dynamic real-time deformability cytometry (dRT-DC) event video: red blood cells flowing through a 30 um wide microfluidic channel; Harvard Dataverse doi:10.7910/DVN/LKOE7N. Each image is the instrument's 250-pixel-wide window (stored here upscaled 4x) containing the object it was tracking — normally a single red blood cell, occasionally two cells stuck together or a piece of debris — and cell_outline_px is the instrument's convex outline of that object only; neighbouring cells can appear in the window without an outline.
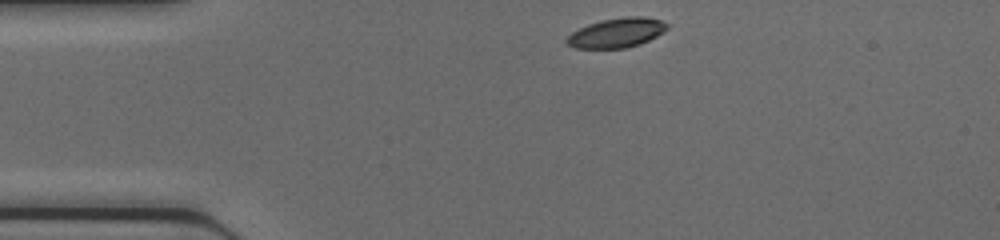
{"species": "common noctule bat (a hibernating species)", "species_latin": "Nyctalus noctula", "temperature_condition": "cold", "stored_images_in_passage": 37, "camera_frame_rate_fps": 3000, "um_per_image_px": 0.085, "animal": {"sex": "female", "body_mass_g": 17.0, "forearm_length_mm": 48.0}, "frame": {"image": 1, "passage_image": 1, "time_ms": 0.0, "image_size_px": [1000, 240], "cell_outline_px": [[668, 28], [664, 32], [640, 44], [624, 48], [576, 48], [568, 44], [564, 40], [572, 32], [588, 24], [600, 20], [628, 16], [644, 16], [660, 20], [668, 24]], "centroid_in_image_um": [52.42, 2.78], "position_along_channel_um": 32.6, "area_um2": 17.22}}
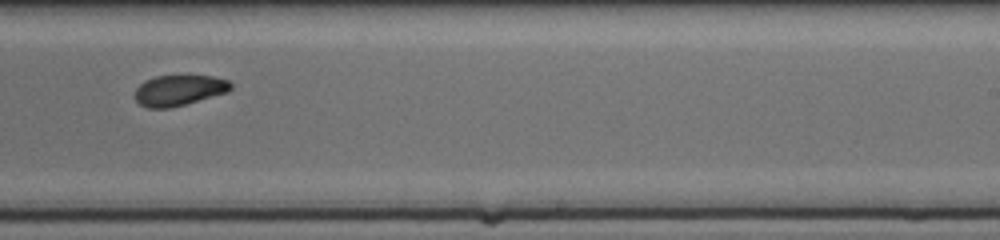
{"frame": {"image": 2, "passage_image": 20, "time_ms": 6.333, "image_size_px": [1000, 240], "cell_outline_px": [[232, 88], [228, 92], [184, 104], [168, 108], [148, 108], [140, 104], [132, 96], [136, 88], [144, 80], [156, 76], [216, 76], [228, 80], [232, 84]], "centroid_in_image_um": [15.19, 7.67], "position_along_channel_um": 273.8, "area_um2": 17.17}}
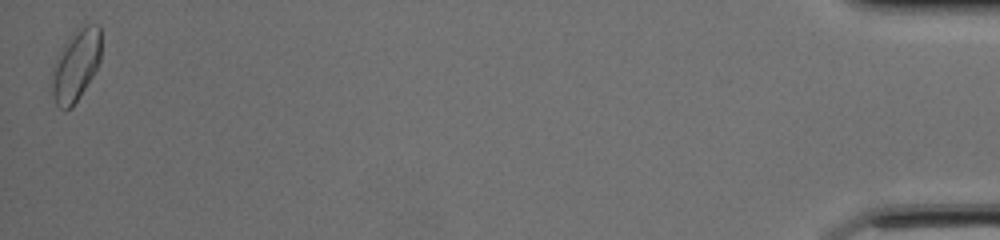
{"frame": {"image": 3, "passage_image": 37, "time_ms": 12.0, "image_size_px": [1000, 240], "cell_outline_px": [[100, 60], [92, 76], [80, 96], [72, 108], [64, 112], [56, 104], [52, 96], [48, 84], [56, 60], [64, 44], [76, 28], [84, 24], [100, 24]], "centroid_in_image_um": [6.41, 5.58], "position_along_channel_um": 428.8, "area_um2": 20.81}}